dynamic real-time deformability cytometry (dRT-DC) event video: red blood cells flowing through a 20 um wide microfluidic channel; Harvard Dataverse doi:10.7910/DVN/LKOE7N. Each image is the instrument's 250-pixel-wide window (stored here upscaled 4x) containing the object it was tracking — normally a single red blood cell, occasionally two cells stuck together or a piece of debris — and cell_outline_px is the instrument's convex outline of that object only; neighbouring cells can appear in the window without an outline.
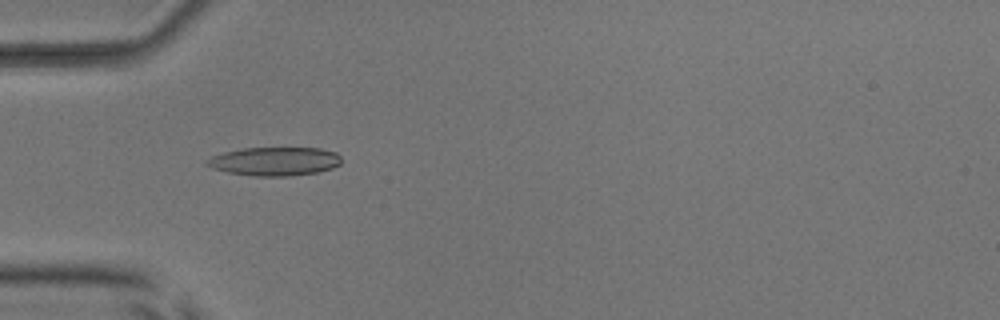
{"species": "common noctule bat (a hibernating species)", "species_latin": "Nyctalus noctula", "temperature_condition": "room temperature", "stored_images_in_passage": 5, "camera_frame_rate_fps": 3000, "um_per_image_px": 0.085, "animal": {"sex": "male", "body_mass_g": 17.9, "forearm_length_mm": 54.2}, "frame": {"image": 1, "passage_image": 2, "time_ms": 0.333, "image_size_px": [1000, 320], "cell_outline_px": [[340, 164], [332, 168], [316, 172], [292, 176], [252, 176], [228, 172], [212, 168], [204, 164], [204, 160], [212, 156], [224, 152], [244, 148], [320, 148], [336, 152], [340, 156]], "centroid_in_image_um": [23.32, 13.71], "position_along_channel_um": 61.7, "area_um2": 22.48}}